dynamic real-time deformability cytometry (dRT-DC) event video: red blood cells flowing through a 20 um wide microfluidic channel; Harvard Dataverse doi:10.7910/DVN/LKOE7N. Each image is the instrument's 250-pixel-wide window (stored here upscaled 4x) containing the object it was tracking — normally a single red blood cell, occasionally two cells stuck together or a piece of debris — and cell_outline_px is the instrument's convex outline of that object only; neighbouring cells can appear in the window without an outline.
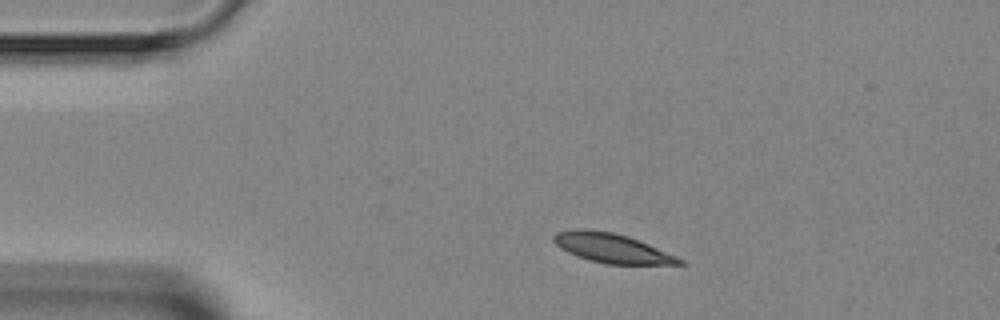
{"species": "Egyptian fruit bat (a non-hibernating species)", "species_latin": "Rousettus aegyptiacus", "temperature_condition": "room temperature", "stored_images_in_passage": 2, "camera_frame_rate_fps": 3000, "um_per_image_px": 0.085, "animal": {"sex": "female"}, "frame": {"image": 1, "passage_image": 1, "time_ms": 0.0, "image_size_px": [1000, 320], "cell_outline_px": [[684, 264], [604, 264], [588, 260], [576, 256], [560, 248], [552, 240], [552, 236], [556, 232], [576, 228], [588, 228], [612, 232], [628, 236], [648, 244], [676, 256], [684, 260]], "centroid_in_image_um": [51.95, 21.08], "position_along_channel_um": 33.1, "area_um2": 21.62}}